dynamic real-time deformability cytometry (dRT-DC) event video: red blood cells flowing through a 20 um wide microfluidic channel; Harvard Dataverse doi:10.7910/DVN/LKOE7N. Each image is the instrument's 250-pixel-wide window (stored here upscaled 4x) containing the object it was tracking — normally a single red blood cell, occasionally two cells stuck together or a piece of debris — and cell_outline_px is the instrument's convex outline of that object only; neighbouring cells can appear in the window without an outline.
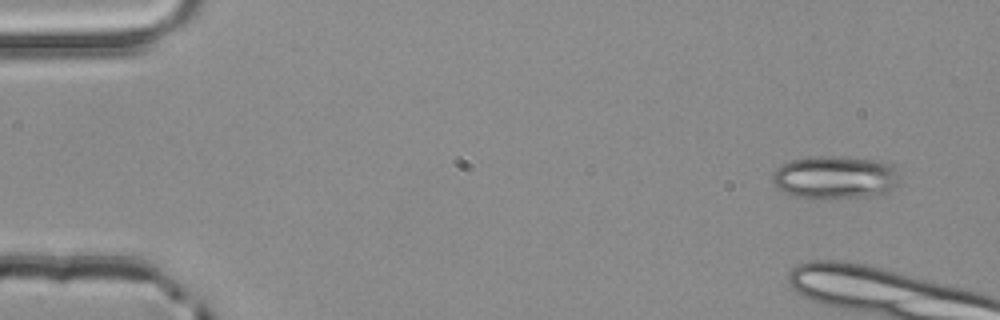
{"species": "common noctule bat (a hibernating species)", "species_latin": "Nyctalus noctula", "temperature_condition": "room temperature", "stored_images_in_passage": 4, "camera_frame_rate_fps": 3000, "um_per_image_px": 0.085, "animal": {"sex": "male", "body_mass_g": 20.4}, "frame": {"image": 1, "passage_image": 1, "time_ms": 0.0, "image_size_px": [1000, 320], "cell_outline_px": [[900, 180], [888, 192], [868, 196], [796, 196], [784, 192], [776, 188], [772, 184], [772, 172], [780, 164], [792, 160], [812, 156], [840, 156], [880, 160], [892, 164]], "centroid_in_image_um": [70.95, 15.02], "position_along_channel_um": 14.0, "area_um2": 31.5}}